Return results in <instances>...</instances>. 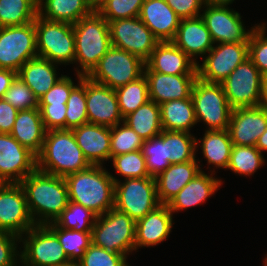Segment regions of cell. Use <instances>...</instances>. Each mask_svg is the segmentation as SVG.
Masks as SVG:
<instances>
[{"instance_id": "cell-1", "label": "cell", "mask_w": 267, "mask_h": 266, "mask_svg": "<svg viewBox=\"0 0 267 266\" xmlns=\"http://www.w3.org/2000/svg\"><path fill=\"white\" fill-rule=\"evenodd\" d=\"M20 184L25 191L28 208L36 225L55 222L69 203L68 187L64 177L36 169Z\"/></svg>"}, {"instance_id": "cell-2", "label": "cell", "mask_w": 267, "mask_h": 266, "mask_svg": "<svg viewBox=\"0 0 267 266\" xmlns=\"http://www.w3.org/2000/svg\"><path fill=\"white\" fill-rule=\"evenodd\" d=\"M69 201L90 209L97 216L114 207V186L112 174L100 165L65 177Z\"/></svg>"}, {"instance_id": "cell-3", "label": "cell", "mask_w": 267, "mask_h": 266, "mask_svg": "<svg viewBox=\"0 0 267 266\" xmlns=\"http://www.w3.org/2000/svg\"><path fill=\"white\" fill-rule=\"evenodd\" d=\"M89 162L77 145L72 130H47L42 150L37 155V169L47 174L66 177L87 169Z\"/></svg>"}, {"instance_id": "cell-4", "label": "cell", "mask_w": 267, "mask_h": 266, "mask_svg": "<svg viewBox=\"0 0 267 266\" xmlns=\"http://www.w3.org/2000/svg\"><path fill=\"white\" fill-rule=\"evenodd\" d=\"M75 35L74 64L77 74L87 76L102 56L111 48L108 22L94 9L88 16L73 24ZM78 62V63H77Z\"/></svg>"}, {"instance_id": "cell-5", "label": "cell", "mask_w": 267, "mask_h": 266, "mask_svg": "<svg viewBox=\"0 0 267 266\" xmlns=\"http://www.w3.org/2000/svg\"><path fill=\"white\" fill-rule=\"evenodd\" d=\"M136 221L112 208L97 216L92 229V243L108 251L129 255L135 251Z\"/></svg>"}, {"instance_id": "cell-6", "label": "cell", "mask_w": 267, "mask_h": 266, "mask_svg": "<svg viewBox=\"0 0 267 266\" xmlns=\"http://www.w3.org/2000/svg\"><path fill=\"white\" fill-rule=\"evenodd\" d=\"M34 22L38 56L57 65L73 64L75 58L73 24L50 21L39 15Z\"/></svg>"}, {"instance_id": "cell-7", "label": "cell", "mask_w": 267, "mask_h": 266, "mask_svg": "<svg viewBox=\"0 0 267 266\" xmlns=\"http://www.w3.org/2000/svg\"><path fill=\"white\" fill-rule=\"evenodd\" d=\"M114 186V208L137 221L156 209L161 203L157 196L154 177L129 178L123 182L112 175Z\"/></svg>"}, {"instance_id": "cell-8", "label": "cell", "mask_w": 267, "mask_h": 266, "mask_svg": "<svg viewBox=\"0 0 267 266\" xmlns=\"http://www.w3.org/2000/svg\"><path fill=\"white\" fill-rule=\"evenodd\" d=\"M145 62L125 50L111 46L86 76L91 81L116 89L144 74Z\"/></svg>"}, {"instance_id": "cell-9", "label": "cell", "mask_w": 267, "mask_h": 266, "mask_svg": "<svg viewBox=\"0 0 267 266\" xmlns=\"http://www.w3.org/2000/svg\"><path fill=\"white\" fill-rule=\"evenodd\" d=\"M191 99L197 123L203 121L207 130H228L232 108L227 101L222 84L208 83L197 78Z\"/></svg>"}, {"instance_id": "cell-10", "label": "cell", "mask_w": 267, "mask_h": 266, "mask_svg": "<svg viewBox=\"0 0 267 266\" xmlns=\"http://www.w3.org/2000/svg\"><path fill=\"white\" fill-rule=\"evenodd\" d=\"M23 236L24 239H23ZM22 266H64L70 262L58 237L47 225H35L20 237Z\"/></svg>"}, {"instance_id": "cell-11", "label": "cell", "mask_w": 267, "mask_h": 266, "mask_svg": "<svg viewBox=\"0 0 267 266\" xmlns=\"http://www.w3.org/2000/svg\"><path fill=\"white\" fill-rule=\"evenodd\" d=\"M37 56L34 21L0 27V68L18 72L28 60Z\"/></svg>"}, {"instance_id": "cell-12", "label": "cell", "mask_w": 267, "mask_h": 266, "mask_svg": "<svg viewBox=\"0 0 267 266\" xmlns=\"http://www.w3.org/2000/svg\"><path fill=\"white\" fill-rule=\"evenodd\" d=\"M262 74L248 57L221 83L232 109L259 106Z\"/></svg>"}, {"instance_id": "cell-13", "label": "cell", "mask_w": 267, "mask_h": 266, "mask_svg": "<svg viewBox=\"0 0 267 266\" xmlns=\"http://www.w3.org/2000/svg\"><path fill=\"white\" fill-rule=\"evenodd\" d=\"M111 44L146 62L160 42L139 17L108 22Z\"/></svg>"}, {"instance_id": "cell-14", "label": "cell", "mask_w": 267, "mask_h": 266, "mask_svg": "<svg viewBox=\"0 0 267 266\" xmlns=\"http://www.w3.org/2000/svg\"><path fill=\"white\" fill-rule=\"evenodd\" d=\"M20 183H0V231L21 237L35 226Z\"/></svg>"}, {"instance_id": "cell-15", "label": "cell", "mask_w": 267, "mask_h": 266, "mask_svg": "<svg viewBox=\"0 0 267 266\" xmlns=\"http://www.w3.org/2000/svg\"><path fill=\"white\" fill-rule=\"evenodd\" d=\"M197 64V77L208 83L221 84L230 73L248 58V42L218 43Z\"/></svg>"}, {"instance_id": "cell-16", "label": "cell", "mask_w": 267, "mask_h": 266, "mask_svg": "<svg viewBox=\"0 0 267 266\" xmlns=\"http://www.w3.org/2000/svg\"><path fill=\"white\" fill-rule=\"evenodd\" d=\"M37 169V156L11 134L0 133V183H20Z\"/></svg>"}, {"instance_id": "cell-17", "label": "cell", "mask_w": 267, "mask_h": 266, "mask_svg": "<svg viewBox=\"0 0 267 266\" xmlns=\"http://www.w3.org/2000/svg\"><path fill=\"white\" fill-rule=\"evenodd\" d=\"M205 9V10H204ZM200 14L210 32L213 43H240L248 42L252 32L245 29L240 13L229 7L204 6Z\"/></svg>"}, {"instance_id": "cell-18", "label": "cell", "mask_w": 267, "mask_h": 266, "mask_svg": "<svg viewBox=\"0 0 267 266\" xmlns=\"http://www.w3.org/2000/svg\"><path fill=\"white\" fill-rule=\"evenodd\" d=\"M86 108L89 123L114 127L123 122L115 89L86 77Z\"/></svg>"}, {"instance_id": "cell-19", "label": "cell", "mask_w": 267, "mask_h": 266, "mask_svg": "<svg viewBox=\"0 0 267 266\" xmlns=\"http://www.w3.org/2000/svg\"><path fill=\"white\" fill-rule=\"evenodd\" d=\"M267 129V110L260 106L232 109L228 132L237 146H255Z\"/></svg>"}, {"instance_id": "cell-20", "label": "cell", "mask_w": 267, "mask_h": 266, "mask_svg": "<svg viewBox=\"0 0 267 266\" xmlns=\"http://www.w3.org/2000/svg\"><path fill=\"white\" fill-rule=\"evenodd\" d=\"M144 72L197 74V63L172 41L159 42L145 62Z\"/></svg>"}, {"instance_id": "cell-21", "label": "cell", "mask_w": 267, "mask_h": 266, "mask_svg": "<svg viewBox=\"0 0 267 266\" xmlns=\"http://www.w3.org/2000/svg\"><path fill=\"white\" fill-rule=\"evenodd\" d=\"M148 81L149 100L157 104L191 96L197 74L170 75L158 72H144Z\"/></svg>"}, {"instance_id": "cell-22", "label": "cell", "mask_w": 267, "mask_h": 266, "mask_svg": "<svg viewBox=\"0 0 267 266\" xmlns=\"http://www.w3.org/2000/svg\"><path fill=\"white\" fill-rule=\"evenodd\" d=\"M77 145L90 165L102 166L104 161L111 160V128L86 123L72 129Z\"/></svg>"}, {"instance_id": "cell-23", "label": "cell", "mask_w": 267, "mask_h": 266, "mask_svg": "<svg viewBox=\"0 0 267 266\" xmlns=\"http://www.w3.org/2000/svg\"><path fill=\"white\" fill-rule=\"evenodd\" d=\"M139 18L160 42L172 41L181 21L165 0H144Z\"/></svg>"}, {"instance_id": "cell-24", "label": "cell", "mask_w": 267, "mask_h": 266, "mask_svg": "<svg viewBox=\"0 0 267 266\" xmlns=\"http://www.w3.org/2000/svg\"><path fill=\"white\" fill-rule=\"evenodd\" d=\"M167 204H161L146 216L136 221L135 250L155 246L169 236L173 216Z\"/></svg>"}, {"instance_id": "cell-25", "label": "cell", "mask_w": 267, "mask_h": 266, "mask_svg": "<svg viewBox=\"0 0 267 266\" xmlns=\"http://www.w3.org/2000/svg\"><path fill=\"white\" fill-rule=\"evenodd\" d=\"M172 42L197 64V56L206 55L214 46L210 32L201 16L181 19Z\"/></svg>"}, {"instance_id": "cell-26", "label": "cell", "mask_w": 267, "mask_h": 266, "mask_svg": "<svg viewBox=\"0 0 267 266\" xmlns=\"http://www.w3.org/2000/svg\"><path fill=\"white\" fill-rule=\"evenodd\" d=\"M221 181L213 177L212 172L210 175L205 174L204 171L199 172L167 203L169 210L173 214L205 202L218 190L222 184Z\"/></svg>"}, {"instance_id": "cell-27", "label": "cell", "mask_w": 267, "mask_h": 266, "mask_svg": "<svg viewBox=\"0 0 267 266\" xmlns=\"http://www.w3.org/2000/svg\"><path fill=\"white\" fill-rule=\"evenodd\" d=\"M196 160L171 164L166 170L155 177L157 196L161 204H167L187 183L202 171Z\"/></svg>"}, {"instance_id": "cell-28", "label": "cell", "mask_w": 267, "mask_h": 266, "mask_svg": "<svg viewBox=\"0 0 267 266\" xmlns=\"http://www.w3.org/2000/svg\"><path fill=\"white\" fill-rule=\"evenodd\" d=\"M46 129L38 108L18 112L11 135L36 156L41 152Z\"/></svg>"}, {"instance_id": "cell-29", "label": "cell", "mask_w": 267, "mask_h": 266, "mask_svg": "<svg viewBox=\"0 0 267 266\" xmlns=\"http://www.w3.org/2000/svg\"><path fill=\"white\" fill-rule=\"evenodd\" d=\"M55 63L35 57L28 60L17 72V76L40 98L61 78L57 77Z\"/></svg>"}, {"instance_id": "cell-30", "label": "cell", "mask_w": 267, "mask_h": 266, "mask_svg": "<svg viewBox=\"0 0 267 266\" xmlns=\"http://www.w3.org/2000/svg\"><path fill=\"white\" fill-rule=\"evenodd\" d=\"M94 9L89 0H38V15L50 21L75 24Z\"/></svg>"}, {"instance_id": "cell-31", "label": "cell", "mask_w": 267, "mask_h": 266, "mask_svg": "<svg viewBox=\"0 0 267 266\" xmlns=\"http://www.w3.org/2000/svg\"><path fill=\"white\" fill-rule=\"evenodd\" d=\"M161 125L164 131H184L197 124L191 96L186 99L171 100L160 105Z\"/></svg>"}, {"instance_id": "cell-32", "label": "cell", "mask_w": 267, "mask_h": 266, "mask_svg": "<svg viewBox=\"0 0 267 266\" xmlns=\"http://www.w3.org/2000/svg\"><path fill=\"white\" fill-rule=\"evenodd\" d=\"M123 122L131 127L144 141L158 136L163 130L160 106L152 100L147 101L137 110L125 116Z\"/></svg>"}, {"instance_id": "cell-33", "label": "cell", "mask_w": 267, "mask_h": 266, "mask_svg": "<svg viewBox=\"0 0 267 266\" xmlns=\"http://www.w3.org/2000/svg\"><path fill=\"white\" fill-rule=\"evenodd\" d=\"M200 140V148L208 164L227 169L233 146L228 130H206L203 139Z\"/></svg>"}, {"instance_id": "cell-34", "label": "cell", "mask_w": 267, "mask_h": 266, "mask_svg": "<svg viewBox=\"0 0 267 266\" xmlns=\"http://www.w3.org/2000/svg\"><path fill=\"white\" fill-rule=\"evenodd\" d=\"M38 16V0H0V27L33 22Z\"/></svg>"}, {"instance_id": "cell-35", "label": "cell", "mask_w": 267, "mask_h": 266, "mask_svg": "<svg viewBox=\"0 0 267 266\" xmlns=\"http://www.w3.org/2000/svg\"><path fill=\"white\" fill-rule=\"evenodd\" d=\"M119 110L124 118L149 101L148 81L143 74L137 80L115 89Z\"/></svg>"}, {"instance_id": "cell-36", "label": "cell", "mask_w": 267, "mask_h": 266, "mask_svg": "<svg viewBox=\"0 0 267 266\" xmlns=\"http://www.w3.org/2000/svg\"><path fill=\"white\" fill-rule=\"evenodd\" d=\"M184 131H166V151L171 164L184 163L196 159L199 140Z\"/></svg>"}, {"instance_id": "cell-37", "label": "cell", "mask_w": 267, "mask_h": 266, "mask_svg": "<svg viewBox=\"0 0 267 266\" xmlns=\"http://www.w3.org/2000/svg\"><path fill=\"white\" fill-rule=\"evenodd\" d=\"M47 226L56 234L70 262L77 263L92 244V232H79L63 229L54 222Z\"/></svg>"}, {"instance_id": "cell-38", "label": "cell", "mask_w": 267, "mask_h": 266, "mask_svg": "<svg viewBox=\"0 0 267 266\" xmlns=\"http://www.w3.org/2000/svg\"><path fill=\"white\" fill-rule=\"evenodd\" d=\"M79 79L66 103L65 129L72 130L89 123L86 108V76L77 74Z\"/></svg>"}, {"instance_id": "cell-39", "label": "cell", "mask_w": 267, "mask_h": 266, "mask_svg": "<svg viewBox=\"0 0 267 266\" xmlns=\"http://www.w3.org/2000/svg\"><path fill=\"white\" fill-rule=\"evenodd\" d=\"M141 152L145 157L146 169L151 177H157L171 165L167 157L166 131L164 130L158 136L145 140Z\"/></svg>"}, {"instance_id": "cell-40", "label": "cell", "mask_w": 267, "mask_h": 266, "mask_svg": "<svg viewBox=\"0 0 267 266\" xmlns=\"http://www.w3.org/2000/svg\"><path fill=\"white\" fill-rule=\"evenodd\" d=\"M264 155L256 146H232L230 162L227 169L235 174L254 175L256 170L265 164Z\"/></svg>"}, {"instance_id": "cell-41", "label": "cell", "mask_w": 267, "mask_h": 266, "mask_svg": "<svg viewBox=\"0 0 267 266\" xmlns=\"http://www.w3.org/2000/svg\"><path fill=\"white\" fill-rule=\"evenodd\" d=\"M97 215L82 205L69 201L67 207L55 220V224L63 229L79 232H92Z\"/></svg>"}, {"instance_id": "cell-42", "label": "cell", "mask_w": 267, "mask_h": 266, "mask_svg": "<svg viewBox=\"0 0 267 266\" xmlns=\"http://www.w3.org/2000/svg\"><path fill=\"white\" fill-rule=\"evenodd\" d=\"M144 0H103L95 10L107 21L139 17Z\"/></svg>"}, {"instance_id": "cell-43", "label": "cell", "mask_w": 267, "mask_h": 266, "mask_svg": "<svg viewBox=\"0 0 267 266\" xmlns=\"http://www.w3.org/2000/svg\"><path fill=\"white\" fill-rule=\"evenodd\" d=\"M143 143L144 139L126 123L121 122L111 127V158L119 154L141 150Z\"/></svg>"}, {"instance_id": "cell-44", "label": "cell", "mask_w": 267, "mask_h": 266, "mask_svg": "<svg viewBox=\"0 0 267 266\" xmlns=\"http://www.w3.org/2000/svg\"><path fill=\"white\" fill-rule=\"evenodd\" d=\"M111 159L116 172L124 179L150 177L141 150L119 154Z\"/></svg>"}, {"instance_id": "cell-45", "label": "cell", "mask_w": 267, "mask_h": 266, "mask_svg": "<svg viewBox=\"0 0 267 266\" xmlns=\"http://www.w3.org/2000/svg\"><path fill=\"white\" fill-rule=\"evenodd\" d=\"M266 30V23L254 26L248 41V57L262 75L267 74Z\"/></svg>"}, {"instance_id": "cell-46", "label": "cell", "mask_w": 267, "mask_h": 266, "mask_svg": "<svg viewBox=\"0 0 267 266\" xmlns=\"http://www.w3.org/2000/svg\"><path fill=\"white\" fill-rule=\"evenodd\" d=\"M3 99L10 103L18 111L39 107V98L32 90L16 76Z\"/></svg>"}, {"instance_id": "cell-47", "label": "cell", "mask_w": 267, "mask_h": 266, "mask_svg": "<svg viewBox=\"0 0 267 266\" xmlns=\"http://www.w3.org/2000/svg\"><path fill=\"white\" fill-rule=\"evenodd\" d=\"M126 259L125 255L108 251L92 243L77 263L79 266H124Z\"/></svg>"}, {"instance_id": "cell-48", "label": "cell", "mask_w": 267, "mask_h": 266, "mask_svg": "<svg viewBox=\"0 0 267 266\" xmlns=\"http://www.w3.org/2000/svg\"><path fill=\"white\" fill-rule=\"evenodd\" d=\"M38 109L46 130L65 129L66 103L39 104Z\"/></svg>"}, {"instance_id": "cell-49", "label": "cell", "mask_w": 267, "mask_h": 266, "mask_svg": "<svg viewBox=\"0 0 267 266\" xmlns=\"http://www.w3.org/2000/svg\"><path fill=\"white\" fill-rule=\"evenodd\" d=\"M76 85L71 77L62 75L52 88L39 98V104L67 103L72 89Z\"/></svg>"}, {"instance_id": "cell-50", "label": "cell", "mask_w": 267, "mask_h": 266, "mask_svg": "<svg viewBox=\"0 0 267 266\" xmlns=\"http://www.w3.org/2000/svg\"><path fill=\"white\" fill-rule=\"evenodd\" d=\"M17 242H20V237L17 235L0 231V266L18 265L17 262L19 263L20 261V253L17 250Z\"/></svg>"}, {"instance_id": "cell-51", "label": "cell", "mask_w": 267, "mask_h": 266, "mask_svg": "<svg viewBox=\"0 0 267 266\" xmlns=\"http://www.w3.org/2000/svg\"><path fill=\"white\" fill-rule=\"evenodd\" d=\"M181 19L200 16V10L205 6L204 0H165Z\"/></svg>"}, {"instance_id": "cell-52", "label": "cell", "mask_w": 267, "mask_h": 266, "mask_svg": "<svg viewBox=\"0 0 267 266\" xmlns=\"http://www.w3.org/2000/svg\"><path fill=\"white\" fill-rule=\"evenodd\" d=\"M18 112L10 103L0 98V133H11Z\"/></svg>"}, {"instance_id": "cell-53", "label": "cell", "mask_w": 267, "mask_h": 266, "mask_svg": "<svg viewBox=\"0 0 267 266\" xmlns=\"http://www.w3.org/2000/svg\"><path fill=\"white\" fill-rule=\"evenodd\" d=\"M16 76V71L0 68V98L4 97Z\"/></svg>"}, {"instance_id": "cell-54", "label": "cell", "mask_w": 267, "mask_h": 266, "mask_svg": "<svg viewBox=\"0 0 267 266\" xmlns=\"http://www.w3.org/2000/svg\"><path fill=\"white\" fill-rule=\"evenodd\" d=\"M259 106L267 110V74L262 76L261 97Z\"/></svg>"}, {"instance_id": "cell-55", "label": "cell", "mask_w": 267, "mask_h": 266, "mask_svg": "<svg viewBox=\"0 0 267 266\" xmlns=\"http://www.w3.org/2000/svg\"><path fill=\"white\" fill-rule=\"evenodd\" d=\"M234 0H204L206 5L212 7H228Z\"/></svg>"}, {"instance_id": "cell-56", "label": "cell", "mask_w": 267, "mask_h": 266, "mask_svg": "<svg viewBox=\"0 0 267 266\" xmlns=\"http://www.w3.org/2000/svg\"><path fill=\"white\" fill-rule=\"evenodd\" d=\"M255 146L260 150L261 153L267 151V129L258 138Z\"/></svg>"}, {"instance_id": "cell-57", "label": "cell", "mask_w": 267, "mask_h": 266, "mask_svg": "<svg viewBox=\"0 0 267 266\" xmlns=\"http://www.w3.org/2000/svg\"><path fill=\"white\" fill-rule=\"evenodd\" d=\"M101 1H103V0H89V2H90L94 7H96Z\"/></svg>"}, {"instance_id": "cell-58", "label": "cell", "mask_w": 267, "mask_h": 266, "mask_svg": "<svg viewBox=\"0 0 267 266\" xmlns=\"http://www.w3.org/2000/svg\"><path fill=\"white\" fill-rule=\"evenodd\" d=\"M64 266H79V264L78 263L71 262V263H69L67 265H64Z\"/></svg>"}, {"instance_id": "cell-59", "label": "cell", "mask_w": 267, "mask_h": 266, "mask_svg": "<svg viewBox=\"0 0 267 266\" xmlns=\"http://www.w3.org/2000/svg\"><path fill=\"white\" fill-rule=\"evenodd\" d=\"M264 262H265L264 266H267V256L265 257Z\"/></svg>"}]
</instances>
